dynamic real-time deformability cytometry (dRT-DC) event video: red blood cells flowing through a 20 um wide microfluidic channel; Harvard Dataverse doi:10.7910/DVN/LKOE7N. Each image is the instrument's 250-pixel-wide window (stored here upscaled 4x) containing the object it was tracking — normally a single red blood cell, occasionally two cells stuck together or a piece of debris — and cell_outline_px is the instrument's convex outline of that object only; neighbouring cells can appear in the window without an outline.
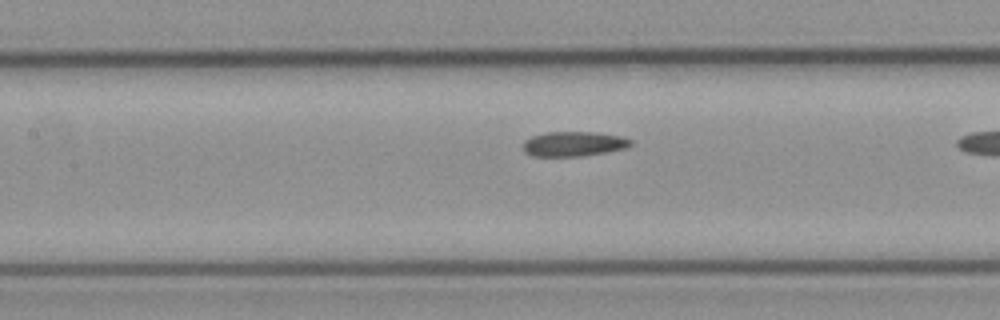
{"species": "common noctule bat (a hibernating species)", "species_latin": "Nyctalus noctula", "temperature_condition": "cold", "stored_images_in_passage": 24, "camera_frame_rate_fps": 3000, "um_per_image_px": 0.085, "animal": {"sex": "female", "body_mass_g": 21.9}, "frame": {"image": 1, "passage_image": 20, "time_ms": 6.333, "image_size_px": [1000, 320], "cell_outline_px": [[632, 144], [628, 148], [608, 152], [580, 156], [532, 156], [524, 152], [524, 140], [532, 136], [544, 132], [596, 132], [624, 136], [632, 140]], "centroid_in_image_um": [48.8, 12.22], "position_along_channel_um": 158.6, "area_um2": 15.78}}
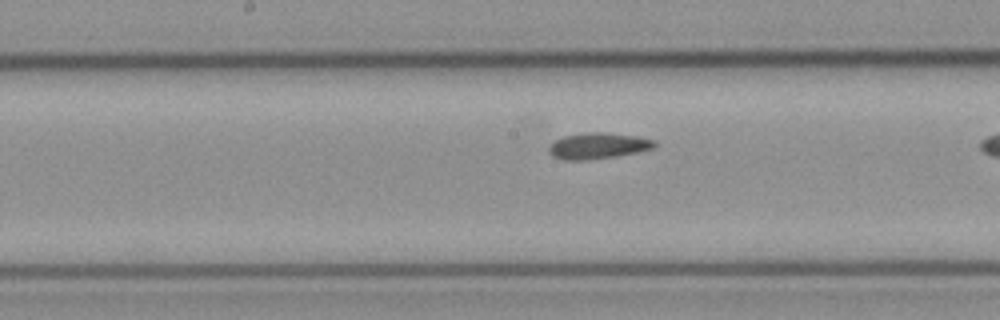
{"frame": {"image": 2, "passage_image": 23, "time_ms": 7.333, "image_size_px": [1000, 320], "cell_outline_px": [[656, 148], [616, 156], [588, 160], [564, 160], [552, 156], [548, 152], [548, 148], [556, 140], [564, 136], [588, 132], [604, 132], [636, 136], [656, 140]], "centroid_in_image_um": [50.85, 12.4], "position_along_channel_um": 197.4, "area_um2": 16.07}}